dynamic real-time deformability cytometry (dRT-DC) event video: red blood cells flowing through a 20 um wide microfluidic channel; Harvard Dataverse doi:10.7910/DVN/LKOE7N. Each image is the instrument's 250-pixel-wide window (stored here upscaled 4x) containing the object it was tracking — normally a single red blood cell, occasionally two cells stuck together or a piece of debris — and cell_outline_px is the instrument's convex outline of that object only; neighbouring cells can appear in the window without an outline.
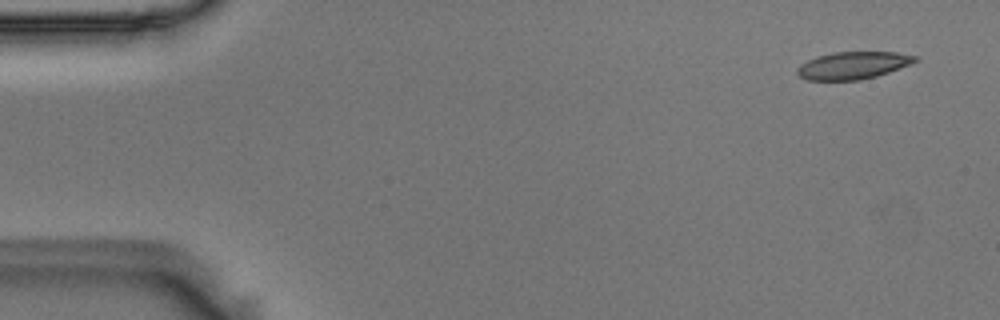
{"species": "Egyptian fruit bat (a non-hibernating species)", "species_latin": "Rousettus aegyptiacus", "temperature_condition": "room temperature", "stored_images_in_passage": 6, "camera_frame_rate_fps": 3000, "um_per_image_px": 0.085, "animal": {"sex": "male"}, "frame": {"image": 1, "passage_image": 1, "time_ms": 0.0, "image_size_px": [1000, 320], "cell_outline_px": [[920, 60], [900, 68], [876, 76], [860, 80], [808, 80], [800, 76], [796, 72], [796, 68], [800, 64], [816, 56], [832, 52], [896, 52], [920, 56]], "centroid_in_image_um": [72.52, 5.55], "position_along_channel_um": 12.5, "area_um2": 18.96}}
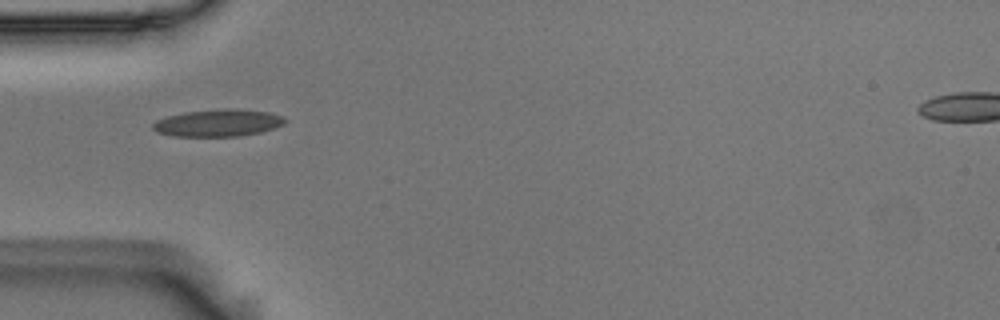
{"frame": {"image": 2, "passage_image": 5, "time_ms": 1.333, "image_size_px": [1000, 320], "cell_outline_px": [[288, 120], [284, 124], [260, 132], [240, 136], [172, 136], [156, 132], [152, 128], [152, 124], [156, 120], [168, 116], [184, 112], [224, 108], [228, 108], [268, 112], [284, 116]], "centroid_in_image_um": [18.52, 10.44], "position_along_channel_um": 66.5, "area_um2": 20.92}}
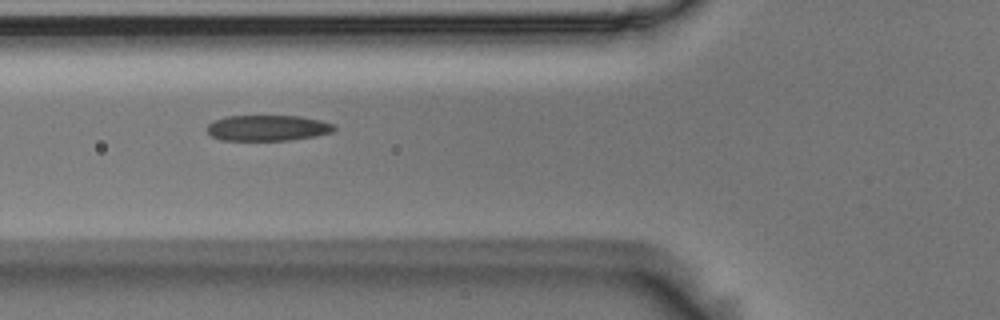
{"frame": {"image": 3, "passage_image": 6, "time_ms": 1.667, "image_size_px": [1000, 320], "cell_outline_px": [[336, 128], [332, 132], [316, 136], [292, 140], [220, 140], [212, 136], [208, 132], [208, 124], [224, 116], [300, 116], [320, 120], [336, 124]], "centroid_in_image_um": [22.79, 10.88], "position_along_channel_um": 103.0, "area_um2": 19.13}}